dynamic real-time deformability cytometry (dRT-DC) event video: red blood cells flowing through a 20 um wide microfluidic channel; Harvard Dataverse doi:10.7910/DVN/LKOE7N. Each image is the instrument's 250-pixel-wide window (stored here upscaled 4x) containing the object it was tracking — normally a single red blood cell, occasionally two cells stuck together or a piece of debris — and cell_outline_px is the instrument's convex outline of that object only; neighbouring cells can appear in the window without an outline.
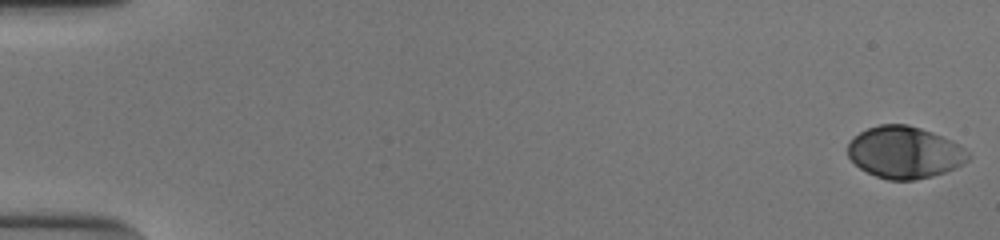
{"species": "human", "species_latin": "Homo sapiens", "temperature_condition": "cold", "stored_images_in_passage": 54, "camera_frame_rate_fps": 3000, "um_per_image_px": 0.085, "donor": {"sex": "male"}, "frame": {"image": 1, "passage_image": 1, "time_ms": 0.0, "image_size_px": [1000, 240], "cell_outline_px": [[972, 156], [968, 160], [956, 168], [932, 176], [912, 180], [888, 180], [876, 176], [860, 168], [848, 156], [848, 144], [860, 132], [868, 128], [880, 124], [908, 124], [932, 132], [964, 148]], "centroid_in_image_um": [76.89, 12.96], "position_along_channel_um": 8.1, "area_um2": 36.07}}
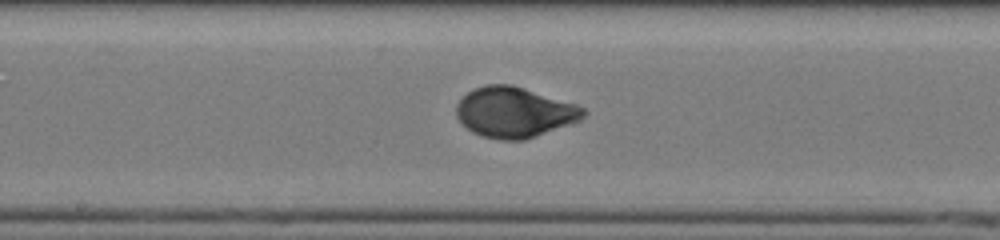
{"frame": {"image": 2, "passage_image": 30, "time_ms": 9.667, "image_size_px": [1000, 240], "cell_outline_px": [[588, 112], [580, 120], [536, 136], [524, 140], [500, 140], [484, 136], [472, 132], [456, 116], [456, 104], [468, 92], [484, 84], [512, 84], [584, 108]], "centroid_in_image_um": [43.69, 9.54], "position_along_channel_um": 204.5, "area_um2": 36.76}}
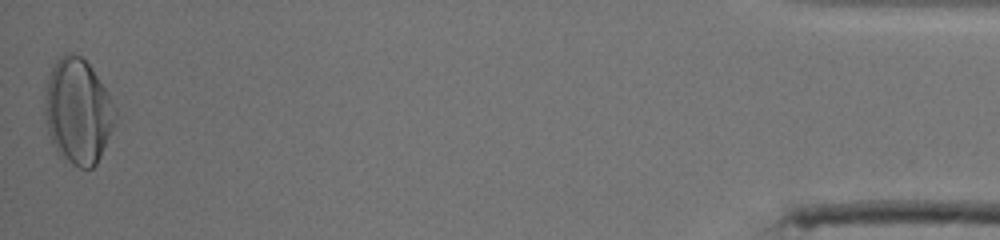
{"frame": {"image": 3, "passage_image": 54, "time_ms": 17.667, "image_size_px": [1000, 240], "cell_outline_px": [[120, 116], [96, 164], [92, 168], [80, 168], [72, 164], [60, 156], [48, 132], [44, 112], [44, 92], [48, 76], [56, 60], [64, 52], [72, 52], [80, 56], [92, 68], [108, 92]], "centroid_in_image_um": [6.64, 9.44], "position_along_channel_um": 428.6, "area_um2": 43.75}, "authors_computed_cell_mechanics": {"area_um2": 35.7204, "velocity_mm_per_s": 3.8335, "shape_relaxation_time_tau1_ms": 2.7767, "shape_relaxation_time_tau2_ms": null, "deformation_change_tau1": 0.1559, "deformation_change_tau2": null}}